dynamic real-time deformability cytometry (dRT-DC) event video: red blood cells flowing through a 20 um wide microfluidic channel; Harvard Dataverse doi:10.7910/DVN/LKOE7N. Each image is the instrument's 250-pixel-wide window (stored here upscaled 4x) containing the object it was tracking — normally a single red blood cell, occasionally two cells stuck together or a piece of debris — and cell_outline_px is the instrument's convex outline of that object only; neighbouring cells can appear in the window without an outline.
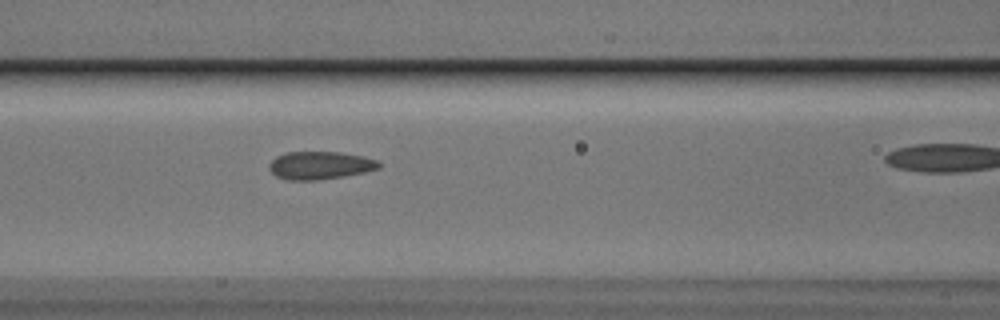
{"species": "Egyptian fruit bat (a non-hibernating species)", "species_latin": "Rousettus aegyptiacus", "temperature_condition": "cold", "stored_images_in_passage": 29, "camera_frame_rate_fps": 3000, "um_per_image_px": 0.085, "animal": {"sex": "male"}, "frame": {"image": 1, "passage_image": 9, "time_ms": 2.667, "image_size_px": [1000, 320], "cell_outline_px": [[380, 168], [364, 172], [344, 176], [316, 180], [288, 180], [276, 176], [268, 168], [268, 164], [276, 156], [284, 152], [340, 152], [364, 156], [376, 160], [380, 164]], "centroid_in_image_um": [27.17, 14.05], "position_along_channel_um": 139.4, "area_um2": 17.86}}
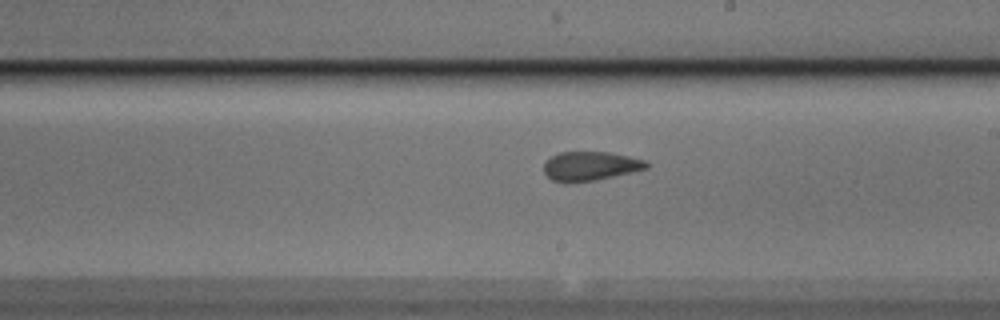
{"frame": {"image": 2, "passage_image": 17, "time_ms": 5.333, "image_size_px": [1000, 320], "cell_outline_px": [[648, 168], [596, 180], [552, 180], [544, 172], [544, 164], [552, 156], [560, 152], [608, 152], [648, 160]], "centroid_in_image_um": [50.23, 14.08], "position_along_channel_um": 238.8, "area_um2": 16.82}}
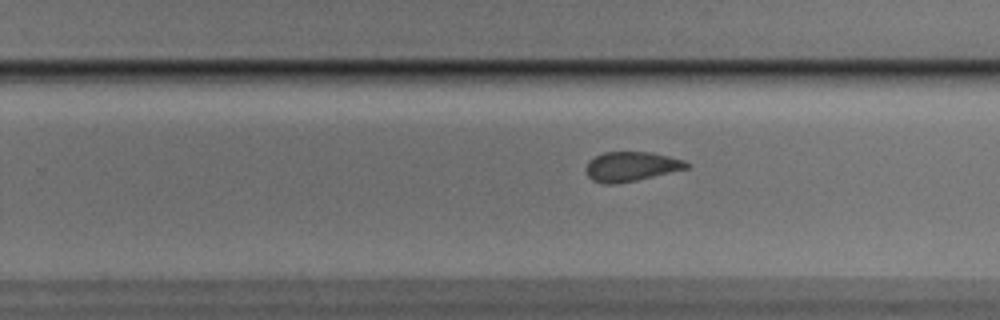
{"frame": {"image": 3, "passage_image": 20, "time_ms": 6.333, "image_size_px": [1000, 320], "cell_outline_px": [[692, 164], [688, 168], [636, 180], [612, 184], [604, 184], [592, 180], [588, 176], [588, 160], [604, 152], [652, 152], [684, 160]], "centroid_in_image_um": [53.68, 14.14], "position_along_channel_um": 276.1, "area_um2": 17.11}}